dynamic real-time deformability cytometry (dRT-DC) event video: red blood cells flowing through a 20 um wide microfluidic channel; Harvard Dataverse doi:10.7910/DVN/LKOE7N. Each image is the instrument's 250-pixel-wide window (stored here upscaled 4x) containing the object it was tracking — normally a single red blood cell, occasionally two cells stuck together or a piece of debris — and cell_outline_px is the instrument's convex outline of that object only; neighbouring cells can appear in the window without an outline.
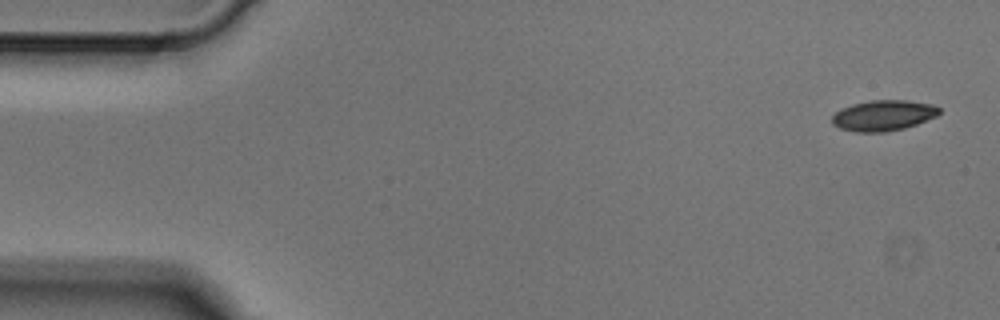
{"species": "Egyptian fruit bat (a non-hibernating species)", "species_latin": "Rousettus aegyptiacus", "temperature_condition": "cold", "stored_images_in_passage": 4, "camera_frame_rate_fps": 3000, "um_per_image_px": 0.085, "animal": {"sex": "male"}, "frame": {"image": 1, "passage_image": 1, "time_ms": 0.0, "image_size_px": [1000, 320], "cell_outline_px": [[940, 112], [936, 116], [916, 124], [904, 128], [884, 132], [856, 132], [840, 128], [832, 124], [832, 116], [840, 108], [852, 104], [872, 100], [908, 100], [932, 104], [940, 108]], "centroid_in_image_um": [75.07, 9.81], "position_along_channel_um": 9.9, "area_um2": 19.13}}
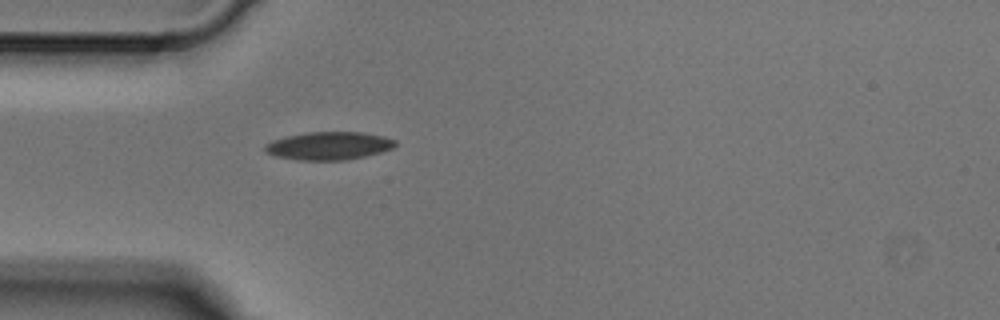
{"frame": {"image": 2, "passage_image": 4, "time_ms": 1.0, "image_size_px": [1000, 320], "cell_outline_px": [[396, 144], [392, 148], [380, 152], [364, 156], [344, 160], [296, 160], [276, 156], [268, 152], [264, 148], [264, 144], [272, 140], [288, 136], [308, 132], [364, 132], [384, 136], [396, 140]], "centroid_in_image_um": [27.95, 12.39], "position_along_channel_um": 57.0, "area_um2": 21.15}}